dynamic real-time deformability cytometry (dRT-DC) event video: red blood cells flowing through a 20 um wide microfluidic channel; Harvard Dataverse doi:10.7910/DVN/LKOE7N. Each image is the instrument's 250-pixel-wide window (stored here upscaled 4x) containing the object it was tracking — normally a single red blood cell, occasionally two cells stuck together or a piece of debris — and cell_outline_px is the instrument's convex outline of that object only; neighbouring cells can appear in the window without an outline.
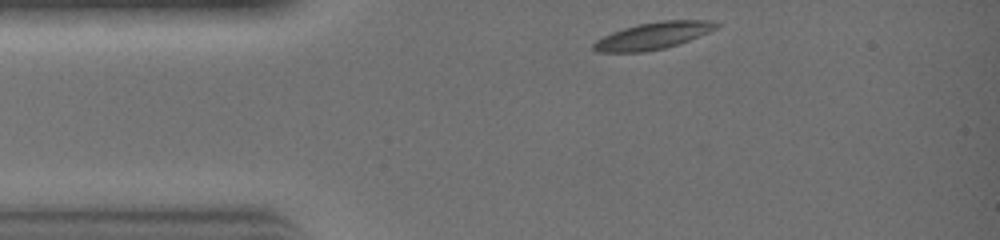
{"species": "common noctule bat (a hibernating species)", "species_latin": "Nyctalus noctula", "temperature_condition": "warm", "stored_images_in_passage": 12, "camera_frame_rate_fps": 3000, "um_per_image_px": 0.085, "animal": {"sex": "female", "body_mass_g": 19.0, "forearm_length_mm": 51.5}, "frame": {"image": 1, "passage_image": 1, "time_ms": 0.0, "image_size_px": [1000, 240], "cell_outline_px": [[720, 24], [716, 28], [708, 32], [688, 40], [664, 48], [644, 52], [596, 52], [592, 48], [592, 44], [596, 40], [612, 32], [636, 24], [664, 20], [712, 20]], "centroid_in_image_um": [55.48, 3.03], "position_along_channel_um": 29.5, "area_um2": 19.13}}